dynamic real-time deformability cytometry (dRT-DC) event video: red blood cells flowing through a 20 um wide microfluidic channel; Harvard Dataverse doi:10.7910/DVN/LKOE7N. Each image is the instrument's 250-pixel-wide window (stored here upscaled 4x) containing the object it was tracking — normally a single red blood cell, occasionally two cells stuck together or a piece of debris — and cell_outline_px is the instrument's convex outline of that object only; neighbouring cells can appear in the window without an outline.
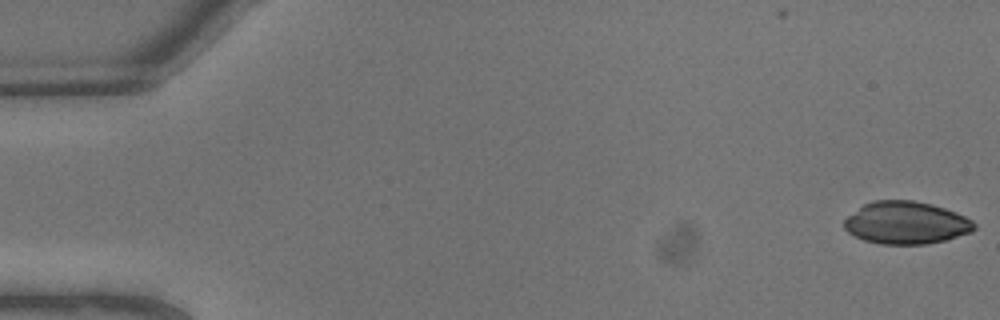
{"species": "common noctule bat (a hibernating species)", "species_latin": "Nyctalus noctula", "temperature_condition": "warm", "stored_images_in_passage": 8, "camera_frame_rate_fps": 3000, "um_per_image_px": 0.085, "animal": {"sex": "male", "body_mass_g": 13.3}, "frame": {"image": 1, "passage_image": 1, "time_ms": 0.0, "image_size_px": [1000, 320], "cell_outline_px": [[976, 228], [972, 232], [944, 240], [924, 244], [880, 244], [864, 240], [848, 232], [844, 228], [844, 220], [848, 216], [864, 204], [872, 200], [912, 200], [932, 204], [956, 212], [972, 220], [976, 224]], "centroid_in_image_um": [77.03, 18.93], "position_along_channel_um": 8.0, "area_um2": 32.14}}
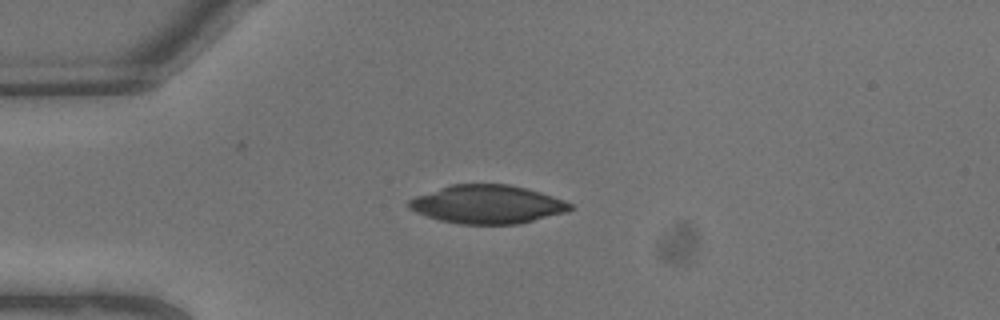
{"frame": {"image": 2, "passage_image": 6, "time_ms": 1.667, "image_size_px": [1000, 320], "cell_outline_px": [[572, 208], [568, 212], [520, 224], [460, 224], [440, 220], [416, 212], [408, 208], [408, 200], [416, 196], [448, 184], [508, 184], [540, 192], [564, 200], [572, 204]], "centroid_in_image_um": [41.43, 17.37], "position_along_channel_um": 43.6, "area_um2": 36.18}}